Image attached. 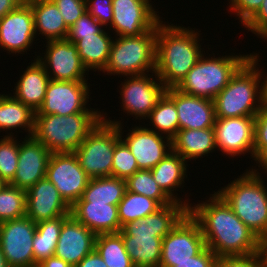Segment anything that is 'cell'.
Masks as SVG:
<instances>
[{
	"label": "cell",
	"instance_id": "obj_1",
	"mask_svg": "<svg viewBox=\"0 0 267 267\" xmlns=\"http://www.w3.org/2000/svg\"><path fill=\"white\" fill-rule=\"evenodd\" d=\"M188 213L199 224L206 246L217 257L261 251V240L217 192L206 202L190 204Z\"/></svg>",
	"mask_w": 267,
	"mask_h": 267
},
{
	"label": "cell",
	"instance_id": "obj_2",
	"mask_svg": "<svg viewBox=\"0 0 267 267\" xmlns=\"http://www.w3.org/2000/svg\"><path fill=\"white\" fill-rule=\"evenodd\" d=\"M187 213L183 203L173 202L122 226L119 233L135 267H159L162 239Z\"/></svg>",
	"mask_w": 267,
	"mask_h": 267
},
{
	"label": "cell",
	"instance_id": "obj_3",
	"mask_svg": "<svg viewBox=\"0 0 267 267\" xmlns=\"http://www.w3.org/2000/svg\"><path fill=\"white\" fill-rule=\"evenodd\" d=\"M189 29L162 20L157 25L155 72L166 88L176 87L203 55L200 34Z\"/></svg>",
	"mask_w": 267,
	"mask_h": 267
},
{
	"label": "cell",
	"instance_id": "obj_4",
	"mask_svg": "<svg viewBox=\"0 0 267 267\" xmlns=\"http://www.w3.org/2000/svg\"><path fill=\"white\" fill-rule=\"evenodd\" d=\"M250 55L227 86L214 98L216 118L255 117L263 107L261 75L264 74L257 67L259 54Z\"/></svg>",
	"mask_w": 267,
	"mask_h": 267
},
{
	"label": "cell",
	"instance_id": "obj_5",
	"mask_svg": "<svg viewBox=\"0 0 267 267\" xmlns=\"http://www.w3.org/2000/svg\"><path fill=\"white\" fill-rule=\"evenodd\" d=\"M217 193L242 222L262 240L267 235V188L261 173L248 170Z\"/></svg>",
	"mask_w": 267,
	"mask_h": 267
},
{
	"label": "cell",
	"instance_id": "obj_6",
	"mask_svg": "<svg viewBox=\"0 0 267 267\" xmlns=\"http://www.w3.org/2000/svg\"><path fill=\"white\" fill-rule=\"evenodd\" d=\"M102 118L103 113L35 114L32 136L52 153L74 152Z\"/></svg>",
	"mask_w": 267,
	"mask_h": 267
},
{
	"label": "cell",
	"instance_id": "obj_7",
	"mask_svg": "<svg viewBox=\"0 0 267 267\" xmlns=\"http://www.w3.org/2000/svg\"><path fill=\"white\" fill-rule=\"evenodd\" d=\"M240 55V56H239ZM227 55L199 61L175 87L182 93L214 100L251 55Z\"/></svg>",
	"mask_w": 267,
	"mask_h": 267
},
{
	"label": "cell",
	"instance_id": "obj_8",
	"mask_svg": "<svg viewBox=\"0 0 267 267\" xmlns=\"http://www.w3.org/2000/svg\"><path fill=\"white\" fill-rule=\"evenodd\" d=\"M156 65V30L139 36H119L112 42L106 67L107 75L138 76L152 72Z\"/></svg>",
	"mask_w": 267,
	"mask_h": 267
},
{
	"label": "cell",
	"instance_id": "obj_9",
	"mask_svg": "<svg viewBox=\"0 0 267 267\" xmlns=\"http://www.w3.org/2000/svg\"><path fill=\"white\" fill-rule=\"evenodd\" d=\"M120 139L117 125L102 118L74 151L90 179L111 177L114 149Z\"/></svg>",
	"mask_w": 267,
	"mask_h": 267
},
{
	"label": "cell",
	"instance_id": "obj_10",
	"mask_svg": "<svg viewBox=\"0 0 267 267\" xmlns=\"http://www.w3.org/2000/svg\"><path fill=\"white\" fill-rule=\"evenodd\" d=\"M206 247L199 224L187 213L162 239L159 267H173L190 260Z\"/></svg>",
	"mask_w": 267,
	"mask_h": 267
},
{
	"label": "cell",
	"instance_id": "obj_11",
	"mask_svg": "<svg viewBox=\"0 0 267 267\" xmlns=\"http://www.w3.org/2000/svg\"><path fill=\"white\" fill-rule=\"evenodd\" d=\"M46 178L70 207L82 197L90 180L74 152L52 153Z\"/></svg>",
	"mask_w": 267,
	"mask_h": 267
},
{
	"label": "cell",
	"instance_id": "obj_12",
	"mask_svg": "<svg viewBox=\"0 0 267 267\" xmlns=\"http://www.w3.org/2000/svg\"><path fill=\"white\" fill-rule=\"evenodd\" d=\"M35 232L36 223L26 216L0 223V248L8 267L34 264Z\"/></svg>",
	"mask_w": 267,
	"mask_h": 267
},
{
	"label": "cell",
	"instance_id": "obj_13",
	"mask_svg": "<svg viewBox=\"0 0 267 267\" xmlns=\"http://www.w3.org/2000/svg\"><path fill=\"white\" fill-rule=\"evenodd\" d=\"M87 84L86 81L50 80L44 102L35 114L67 116L75 113H101L86 107L90 94V86Z\"/></svg>",
	"mask_w": 267,
	"mask_h": 267
},
{
	"label": "cell",
	"instance_id": "obj_14",
	"mask_svg": "<svg viewBox=\"0 0 267 267\" xmlns=\"http://www.w3.org/2000/svg\"><path fill=\"white\" fill-rule=\"evenodd\" d=\"M112 26L122 37L139 36L149 30H157L161 21L150 0H112Z\"/></svg>",
	"mask_w": 267,
	"mask_h": 267
},
{
	"label": "cell",
	"instance_id": "obj_15",
	"mask_svg": "<svg viewBox=\"0 0 267 267\" xmlns=\"http://www.w3.org/2000/svg\"><path fill=\"white\" fill-rule=\"evenodd\" d=\"M154 74L155 79L149 73L127 76L121 84L122 109L133 117L135 115L136 119H146L166 91L156 72Z\"/></svg>",
	"mask_w": 267,
	"mask_h": 267
},
{
	"label": "cell",
	"instance_id": "obj_16",
	"mask_svg": "<svg viewBox=\"0 0 267 267\" xmlns=\"http://www.w3.org/2000/svg\"><path fill=\"white\" fill-rule=\"evenodd\" d=\"M46 43L44 58L39 55L35 58L44 66L51 80L87 81L85 73L88 70L73 43L67 39L49 40Z\"/></svg>",
	"mask_w": 267,
	"mask_h": 267
},
{
	"label": "cell",
	"instance_id": "obj_17",
	"mask_svg": "<svg viewBox=\"0 0 267 267\" xmlns=\"http://www.w3.org/2000/svg\"><path fill=\"white\" fill-rule=\"evenodd\" d=\"M255 117L216 118L214 125L217 150L227 156L250 153L254 158Z\"/></svg>",
	"mask_w": 267,
	"mask_h": 267
},
{
	"label": "cell",
	"instance_id": "obj_18",
	"mask_svg": "<svg viewBox=\"0 0 267 267\" xmlns=\"http://www.w3.org/2000/svg\"><path fill=\"white\" fill-rule=\"evenodd\" d=\"M34 16L29 4L21 3L0 19V47L8 53L22 54L36 38Z\"/></svg>",
	"mask_w": 267,
	"mask_h": 267
},
{
	"label": "cell",
	"instance_id": "obj_19",
	"mask_svg": "<svg viewBox=\"0 0 267 267\" xmlns=\"http://www.w3.org/2000/svg\"><path fill=\"white\" fill-rule=\"evenodd\" d=\"M52 152L33 136L25 137L19 143L18 166L13 180L9 183L27 191L39 180L46 178V171Z\"/></svg>",
	"mask_w": 267,
	"mask_h": 267
},
{
	"label": "cell",
	"instance_id": "obj_20",
	"mask_svg": "<svg viewBox=\"0 0 267 267\" xmlns=\"http://www.w3.org/2000/svg\"><path fill=\"white\" fill-rule=\"evenodd\" d=\"M129 131L122 140L134 155L139 169L151 170L172 151V140L150 128L139 125Z\"/></svg>",
	"mask_w": 267,
	"mask_h": 267
},
{
	"label": "cell",
	"instance_id": "obj_21",
	"mask_svg": "<svg viewBox=\"0 0 267 267\" xmlns=\"http://www.w3.org/2000/svg\"><path fill=\"white\" fill-rule=\"evenodd\" d=\"M70 215L71 207L47 178L39 180L26 191L25 216L34 223Z\"/></svg>",
	"mask_w": 267,
	"mask_h": 267
},
{
	"label": "cell",
	"instance_id": "obj_22",
	"mask_svg": "<svg viewBox=\"0 0 267 267\" xmlns=\"http://www.w3.org/2000/svg\"><path fill=\"white\" fill-rule=\"evenodd\" d=\"M165 94L175 103L179 130L214 127L216 116L213 100L182 93L175 87L166 88Z\"/></svg>",
	"mask_w": 267,
	"mask_h": 267
},
{
	"label": "cell",
	"instance_id": "obj_23",
	"mask_svg": "<svg viewBox=\"0 0 267 267\" xmlns=\"http://www.w3.org/2000/svg\"><path fill=\"white\" fill-rule=\"evenodd\" d=\"M96 234L70 215L62 224L54 256L77 265L95 249Z\"/></svg>",
	"mask_w": 267,
	"mask_h": 267
},
{
	"label": "cell",
	"instance_id": "obj_24",
	"mask_svg": "<svg viewBox=\"0 0 267 267\" xmlns=\"http://www.w3.org/2000/svg\"><path fill=\"white\" fill-rule=\"evenodd\" d=\"M71 215L96 235L117 233L122 229L118 205L76 202L71 206Z\"/></svg>",
	"mask_w": 267,
	"mask_h": 267
},
{
	"label": "cell",
	"instance_id": "obj_25",
	"mask_svg": "<svg viewBox=\"0 0 267 267\" xmlns=\"http://www.w3.org/2000/svg\"><path fill=\"white\" fill-rule=\"evenodd\" d=\"M50 80L44 66L35 59L16 83L13 97L37 112L44 102Z\"/></svg>",
	"mask_w": 267,
	"mask_h": 267
},
{
	"label": "cell",
	"instance_id": "obj_26",
	"mask_svg": "<svg viewBox=\"0 0 267 267\" xmlns=\"http://www.w3.org/2000/svg\"><path fill=\"white\" fill-rule=\"evenodd\" d=\"M187 161L173 150L169 152L155 167L151 169L153 179L161 189L174 201L183 203L187 208L190 207V201L180 200L175 196L174 190L178 191L187 177Z\"/></svg>",
	"mask_w": 267,
	"mask_h": 267
},
{
	"label": "cell",
	"instance_id": "obj_27",
	"mask_svg": "<svg viewBox=\"0 0 267 267\" xmlns=\"http://www.w3.org/2000/svg\"><path fill=\"white\" fill-rule=\"evenodd\" d=\"M216 148L214 128L178 130L172 139V150L186 161L205 157Z\"/></svg>",
	"mask_w": 267,
	"mask_h": 267
},
{
	"label": "cell",
	"instance_id": "obj_28",
	"mask_svg": "<svg viewBox=\"0 0 267 267\" xmlns=\"http://www.w3.org/2000/svg\"><path fill=\"white\" fill-rule=\"evenodd\" d=\"M104 29L94 36H81L74 45L78 50L79 57L88 70L97 69L103 71L107 65L113 39Z\"/></svg>",
	"mask_w": 267,
	"mask_h": 267
},
{
	"label": "cell",
	"instance_id": "obj_29",
	"mask_svg": "<svg viewBox=\"0 0 267 267\" xmlns=\"http://www.w3.org/2000/svg\"><path fill=\"white\" fill-rule=\"evenodd\" d=\"M34 16L35 32L45 39H66L69 28L64 22L58 7L53 1H40L30 4Z\"/></svg>",
	"mask_w": 267,
	"mask_h": 267
},
{
	"label": "cell",
	"instance_id": "obj_30",
	"mask_svg": "<svg viewBox=\"0 0 267 267\" xmlns=\"http://www.w3.org/2000/svg\"><path fill=\"white\" fill-rule=\"evenodd\" d=\"M11 94H0V130L26 128L31 137L35 128V111L15 99Z\"/></svg>",
	"mask_w": 267,
	"mask_h": 267
},
{
	"label": "cell",
	"instance_id": "obj_31",
	"mask_svg": "<svg viewBox=\"0 0 267 267\" xmlns=\"http://www.w3.org/2000/svg\"><path fill=\"white\" fill-rule=\"evenodd\" d=\"M126 191L125 179L112 176L93 178L89 180L82 197L77 202L118 205Z\"/></svg>",
	"mask_w": 267,
	"mask_h": 267
},
{
	"label": "cell",
	"instance_id": "obj_32",
	"mask_svg": "<svg viewBox=\"0 0 267 267\" xmlns=\"http://www.w3.org/2000/svg\"><path fill=\"white\" fill-rule=\"evenodd\" d=\"M69 216H59L36 223L33 239L34 264L54 256L63 222Z\"/></svg>",
	"mask_w": 267,
	"mask_h": 267
},
{
	"label": "cell",
	"instance_id": "obj_33",
	"mask_svg": "<svg viewBox=\"0 0 267 267\" xmlns=\"http://www.w3.org/2000/svg\"><path fill=\"white\" fill-rule=\"evenodd\" d=\"M95 250L108 267H135L119 232L97 234Z\"/></svg>",
	"mask_w": 267,
	"mask_h": 267
},
{
	"label": "cell",
	"instance_id": "obj_34",
	"mask_svg": "<svg viewBox=\"0 0 267 267\" xmlns=\"http://www.w3.org/2000/svg\"><path fill=\"white\" fill-rule=\"evenodd\" d=\"M150 119L153 127L152 131L165 135L171 140L176 136L179 130V120L175 103L164 93L158 100L156 106L146 118Z\"/></svg>",
	"mask_w": 267,
	"mask_h": 267
},
{
	"label": "cell",
	"instance_id": "obj_35",
	"mask_svg": "<svg viewBox=\"0 0 267 267\" xmlns=\"http://www.w3.org/2000/svg\"><path fill=\"white\" fill-rule=\"evenodd\" d=\"M162 206L154 199L138 193L126 191L118 204L119 221L121 226L129 221L144 219L156 212Z\"/></svg>",
	"mask_w": 267,
	"mask_h": 267
},
{
	"label": "cell",
	"instance_id": "obj_36",
	"mask_svg": "<svg viewBox=\"0 0 267 267\" xmlns=\"http://www.w3.org/2000/svg\"><path fill=\"white\" fill-rule=\"evenodd\" d=\"M125 181L127 191L152 198L161 206H166L174 202L153 179L151 170L139 169Z\"/></svg>",
	"mask_w": 267,
	"mask_h": 267
},
{
	"label": "cell",
	"instance_id": "obj_37",
	"mask_svg": "<svg viewBox=\"0 0 267 267\" xmlns=\"http://www.w3.org/2000/svg\"><path fill=\"white\" fill-rule=\"evenodd\" d=\"M26 215V191L11 184L0 190V223Z\"/></svg>",
	"mask_w": 267,
	"mask_h": 267
},
{
	"label": "cell",
	"instance_id": "obj_38",
	"mask_svg": "<svg viewBox=\"0 0 267 267\" xmlns=\"http://www.w3.org/2000/svg\"><path fill=\"white\" fill-rule=\"evenodd\" d=\"M103 115V119L106 122L116 124L119 128V133L121 135V139L116 143L115 149H114V155H113V163H112V169H111V176L121 179H127L129 176H132L136 171L139 170L135 157L131 153L129 147L126 145V143L122 140V129L123 125L121 124V121H112V119L108 120ZM120 122V123H119Z\"/></svg>",
	"mask_w": 267,
	"mask_h": 267
},
{
	"label": "cell",
	"instance_id": "obj_39",
	"mask_svg": "<svg viewBox=\"0 0 267 267\" xmlns=\"http://www.w3.org/2000/svg\"><path fill=\"white\" fill-rule=\"evenodd\" d=\"M13 134L0 139V179L9 184L17 170L19 142L14 140Z\"/></svg>",
	"mask_w": 267,
	"mask_h": 267
},
{
	"label": "cell",
	"instance_id": "obj_40",
	"mask_svg": "<svg viewBox=\"0 0 267 267\" xmlns=\"http://www.w3.org/2000/svg\"><path fill=\"white\" fill-rule=\"evenodd\" d=\"M100 24L87 11L69 28L66 39L75 43L81 36H94L103 30Z\"/></svg>",
	"mask_w": 267,
	"mask_h": 267
},
{
	"label": "cell",
	"instance_id": "obj_41",
	"mask_svg": "<svg viewBox=\"0 0 267 267\" xmlns=\"http://www.w3.org/2000/svg\"><path fill=\"white\" fill-rule=\"evenodd\" d=\"M215 267H266L261 251L249 255L217 257Z\"/></svg>",
	"mask_w": 267,
	"mask_h": 267
},
{
	"label": "cell",
	"instance_id": "obj_42",
	"mask_svg": "<svg viewBox=\"0 0 267 267\" xmlns=\"http://www.w3.org/2000/svg\"><path fill=\"white\" fill-rule=\"evenodd\" d=\"M70 28L87 10L86 0H52Z\"/></svg>",
	"mask_w": 267,
	"mask_h": 267
},
{
	"label": "cell",
	"instance_id": "obj_43",
	"mask_svg": "<svg viewBox=\"0 0 267 267\" xmlns=\"http://www.w3.org/2000/svg\"><path fill=\"white\" fill-rule=\"evenodd\" d=\"M86 10L103 26L111 25L113 19L112 0H86Z\"/></svg>",
	"mask_w": 267,
	"mask_h": 267
},
{
	"label": "cell",
	"instance_id": "obj_44",
	"mask_svg": "<svg viewBox=\"0 0 267 267\" xmlns=\"http://www.w3.org/2000/svg\"><path fill=\"white\" fill-rule=\"evenodd\" d=\"M263 0H230L229 7L243 26L257 13Z\"/></svg>",
	"mask_w": 267,
	"mask_h": 267
},
{
	"label": "cell",
	"instance_id": "obj_45",
	"mask_svg": "<svg viewBox=\"0 0 267 267\" xmlns=\"http://www.w3.org/2000/svg\"><path fill=\"white\" fill-rule=\"evenodd\" d=\"M260 38L267 39V0H263L257 13L244 25Z\"/></svg>",
	"mask_w": 267,
	"mask_h": 267
},
{
	"label": "cell",
	"instance_id": "obj_46",
	"mask_svg": "<svg viewBox=\"0 0 267 267\" xmlns=\"http://www.w3.org/2000/svg\"><path fill=\"white\" fill-rule=\"evenodd\" d=\"M217 256L207 246L196 256L190 257V260L176 263L173 267H215Z\"/></svg>",
	"mask_w": 267,
	"mask_h": 267
},
{
	"label": "cell",
	"instance_id": "obj_47",
	"mask_svg": "<svg viewBox=\"0 0 267 267\" xmlns=\"http://www.w3.org/2000/svg\"><path fill=\"white\" fill-rule=\"evenodd\" d=\"M254 145H267V107H262L255 115Z\"/></svg>",
	"mask_w": 267,
	"mask_h": 267
},
{
	"label": "cell",
	"instance_id": "obj_48",
	"mask_svg": "<svg viewBox=\"0 0 267 267\" xmlns=\"http://www.w3.org/2000/svg\"><path fill=\"white\" fill-rule=\"evenodd\" d=\"M74 267H108L98 252L94 249Z\"/></svg>",
	"mask_w": 267,
	"mask_h": 267
},
{
	"label": "cell",
	"instance_id": "obj_49",
	"mask_svg": "<svg viewBox=\"0 0 267 267\" xmlns=\"http://www.w3.org/2000/svg\"><path fill=\"white\" fill-rule=\"evenodd\" d=\"M254 161L267 173V145H254Z\"/></svg>",
	"mask_w": 267,
	"mask_h": 267
},
{
	"label": "cell",
	"instance_id": "obj_50",
	"mask_svg": "<svg viewBox=\"0 0 267 267\" xmlns=\"http://www.w3.org/2000/svg\"><path fill=\"white\" fill-rule=\"evenodd\" d=\"M21 3V0H0V19L16 9Z\"/></svg>",
	"mask_w": 267,
	"mask_h": 267
},
{
	"label": "cell",
	"instance_id": "obj_51",
	"mask_svg": "<svg viewBox=\"0 0 267 267\" xmlns=\"http://www.w3.org/2000/svg\"><path fill=\"white\" fill-rule=\"evenodd\" d=\"M39 264L41 267H73L63 259L56 256H51L41 261Z\"/></svg>",
	"mask_w": 267,
	"mask_h": 267
},
{
	"label": "cell",
	"instance_id": "obj_52",
	"mask_svg": "<svg viewBox=\"0 0 267 267\" xmlns=\"http://www.w3.org/2000/svg\"><path fill=\"white\" fill-rule=\"evenodd\" d=\"M261 252L263 253L267 267V235L261 240Z\"/></svg>",
	"mask_w": 267,
	"mask_h": 267
},
{
	"label": "cell",
	"instance_id": "obj_53",
	"mask_svg": "<svg viewBox=\"0 0 267 267\" xmlns=\"http://www.w3.org/2000/svg\"><path fill=\"white\" fill-rule=\"evenodd\" d=\"M263 81V106L267 107V77L263 76Z\"/></svg>",
	"mask_w": 267,
	"mask_h": 267
},
{
	"label": "cell",
	"instance_id": "obj_54",
	"mask_svg": "<svg viewBox=\"0 0 267 267\" xmlns=\"http://www.w3.org/2000/svg\"><path fill=\"white\" fill-rule=\"evenodd\" d=\"M0 267H8L4 258L3 253L1 252V248H0Z\"/></svg>",
	"mask_w": 267,
	"mask_h": 267
},
{
	"label": "cell",
	"instance_id": "obj_55",
	"mask_svg": "<svg viewBox=\"0 0 267 267\" xmlns=\"http://www.w3.org/2000/svg\"><path fill=\"white\" fill-rule=\"evenodd\" d=\"M40 1H52V0H21L23 4H29V5Z\"/></svg>",
	"mask_w": 267,
	"mask_h": 267
},
{
	"label": "cell",
	"instance_id": "obj_56",
	"mask_svg": "<svg viewBox=\"0 0 267 267\" xmlns=\"http://www.w3.org/2000/svg\"><path fill=\"white\" fill-rule=\"evenodd\" d=\"M5 182L2 180V179H0V190L5 186Z\"/></svg>",
	"mask_w": 267,
	"mask_h": 267
},
{
	"label": "cell",
	"instance_id": "obj_57",
	"mask_svg": "<svg viewBox=\"0 0 267 267\" xmlns=\"http://www.w3.org/2000/svg\"><path fill=\"white\" fill-rule=\"evenodd\" d=\"M27 267H41L39 263L33 264V265H29Z\"/></svg>",
	"mask_w": 267,
	"mask_h": 267
}]
</instances>
